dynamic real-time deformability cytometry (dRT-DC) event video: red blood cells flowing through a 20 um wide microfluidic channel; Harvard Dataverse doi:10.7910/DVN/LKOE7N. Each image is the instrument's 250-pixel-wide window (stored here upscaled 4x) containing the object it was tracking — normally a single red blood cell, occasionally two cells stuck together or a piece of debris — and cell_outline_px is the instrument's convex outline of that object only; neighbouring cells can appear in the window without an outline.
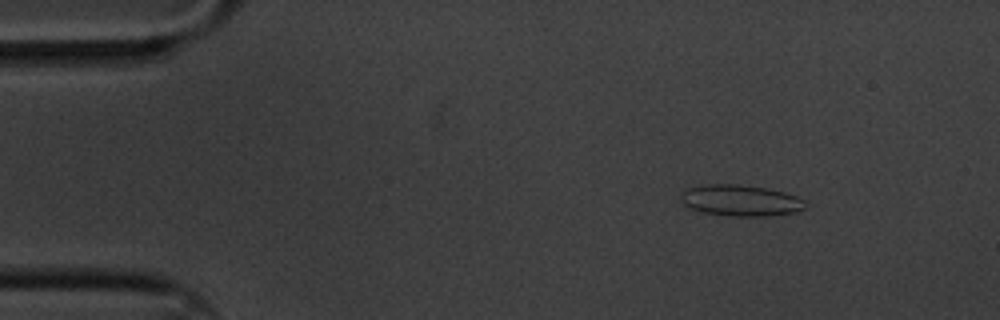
{"species": "common noctule bat (a hibernating species)", "species_latin": "Nyctalus noctula", "temperature_condition": "cold", "stored_images_in_passage": 5, "camera_frame_rate_fps": 3000, "um_per_image_px": 0.085, "animal": {"sex": "male", "body_mass_g": 20.1, "forearm_length_mm": 53.5}, "frame": {"image": 1, "passage_image": 2, "time_ms": 0.333, "image_size_px": [1000, 320], "cell_outline_px": [[808, 204], [804, 208], [796, 212], [768, 216], [728, 216], [704, 212], [692, 208], [684, 204], [680, 200], [680, 192], [688, 188], [704, 184], [740, 184], [764, 188], [784, 192], [796, 196], [804, 200]], "centroid_in_image_um": [62.95, 17.03], "position_along_channel_um": 22.1, "area_um2": 22.72}}